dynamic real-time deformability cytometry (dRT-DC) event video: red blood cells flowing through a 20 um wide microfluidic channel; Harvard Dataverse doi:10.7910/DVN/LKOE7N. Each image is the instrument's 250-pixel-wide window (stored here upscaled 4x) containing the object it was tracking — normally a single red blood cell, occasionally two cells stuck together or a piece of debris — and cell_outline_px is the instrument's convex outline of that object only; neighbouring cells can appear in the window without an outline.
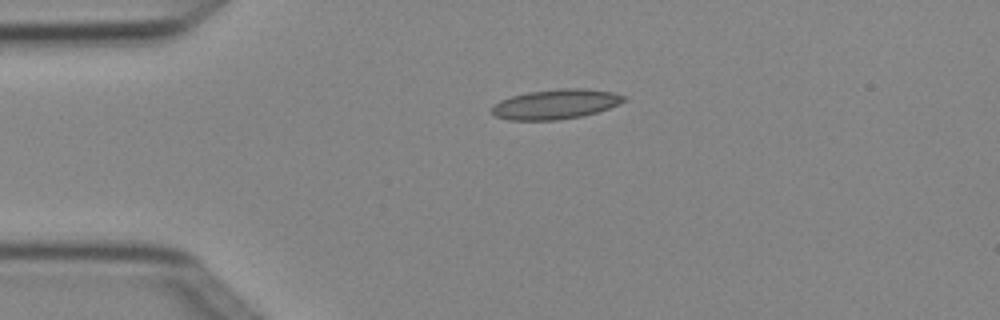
{"species": "Egyptian fruit bat (a non-hibernating species)", "species_latin": "Rousettus aegyptiacus", "temperature_condition": "cold", "stored_images_in_passage": 5, "camera_frame_rate_fps": 3000, "um_per_image_px": 0.085, "animal": {"sex": "female"}, "frame": {"image": 1, "passage_image": 1, "time_ms": 0.0, "image_size_px": [1000, 320], "cell_outline_px": [[628, 100], [608, 108], [584, 116], [556, 120], [508, 120], [496, 116], [492, 112], [492, 108], [500, 100], [512, 96], [528, 92], [560, 88], [584, 88], [612, 92], [628, 96]], "centroid_in_image_um": [47.28, 8.85], "position_along_channel_um": 37.7, "area_um2": 22.95}}
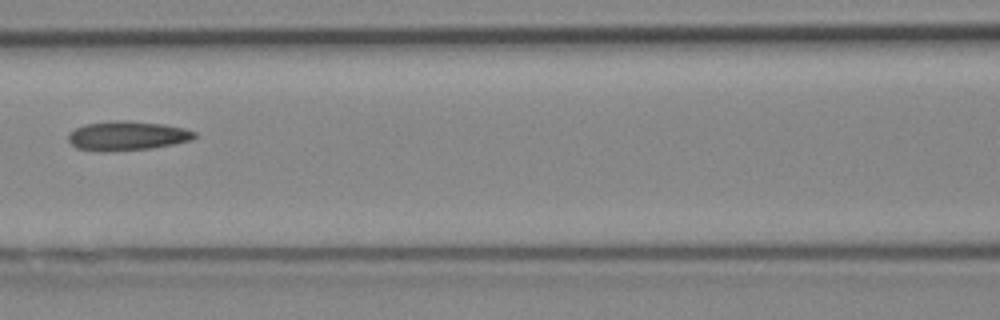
{"frame": {"image": 2, "passage_image": 4, "time_ms": 1.0, "image_size_px": [1000, 320], "cell_outline_px": [[196, 136], [192, 140], [152, 148], [104, 152], [100, 152], [76, 148], [68, 140], [68, 132], [84, 124], [116, 120], [124, 120], [164, 124], [184, 128], [196, 132]], "centroid_in_image_um": [10.78, 11.54], "position_along_channel_um": 155.8, "area_um2": 21.68}}
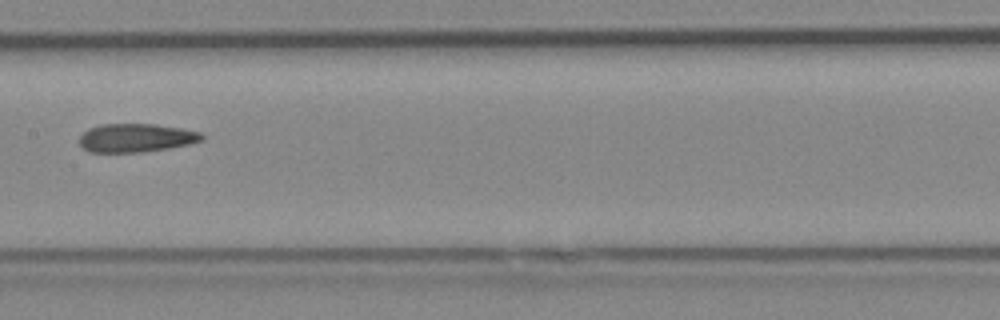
{"frame": {"image": 3, "passage_image": 5, "time_ms": 1.333, "image_size_px": [1000, 320], "cell_outline_px": [[204, 140], [188, 144], [168, 148], [144, 152], [88, 152], [80, 144], [80, 136], [88, 128], [100, 124], [156, 124], [180, 128], [200, 132], [204, 136]], "centroid_in_image_um": [11.56, 11.71], "position_along_channel_um": 195.8, "area_um2": 20.35}}